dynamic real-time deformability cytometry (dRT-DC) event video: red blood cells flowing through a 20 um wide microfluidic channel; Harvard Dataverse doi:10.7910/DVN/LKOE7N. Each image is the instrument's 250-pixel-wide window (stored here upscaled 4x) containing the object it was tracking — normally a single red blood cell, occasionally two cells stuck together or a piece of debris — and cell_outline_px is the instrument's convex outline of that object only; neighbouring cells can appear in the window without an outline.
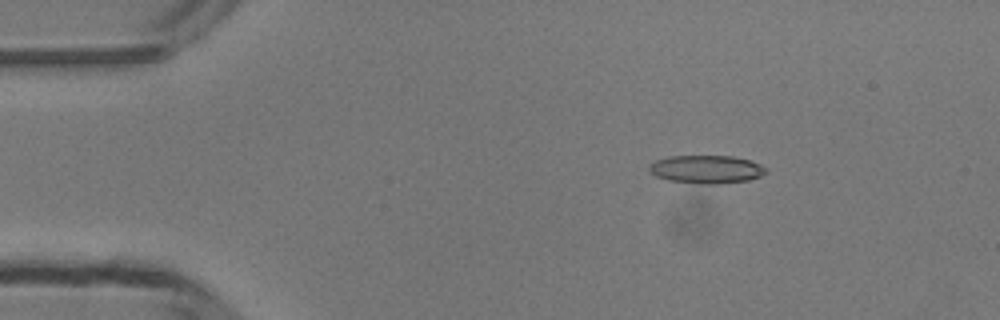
{"species": "common noctule bat (a hibernating species)", "species_latin": "Nyctalus noctula", "temperature_condition": "room temperature", "stored_images_in_passage": 42, "camera_frame_rate_fps": 3000, "um_per_image_px": 0.085, "animal": {"sex": "male", "body_mass_g": 13.3}, "frame": {"image": 1, "passage_image": 1, "time_ms": 0.0, "image_size_px": [1000, 320], "cell_outline_px": [[768, 172], [760, 176], [748, 180], [716, 184], [704, 184], [668, 180], [656, 176], [648, 172], [648, 164], [656, 160], [668, 156], [732, 156], [748, 160], [760, 164], [768, 168]], "centroid_in_image_um": [60.02, 14.39], "position_along_channel_um": 25.0, "area_um2": 19.25}}
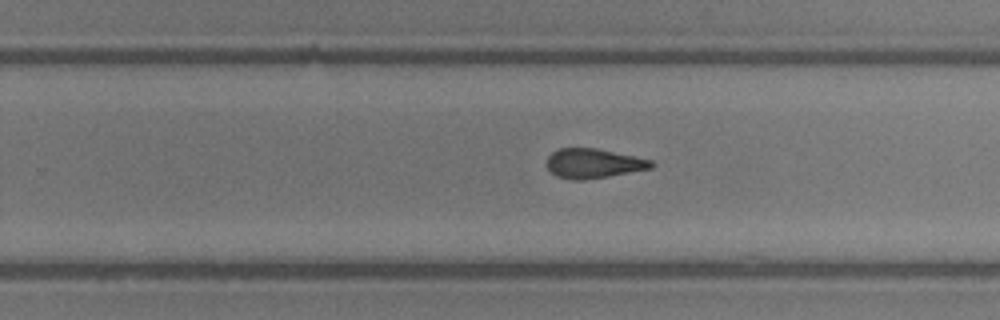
{"frame": {"image": 2, "passage_image": 24, "time_ms": 7.667, "image_size_px": [1000, 320], "cell_outline_px": [[656, 164], [652, 168], [608, 176], [584, 180], [572, 180], [556, 176], [548, 168], [548, 156], [552, 152], [560, 148], [596, 148], [652, 160]], "centroid_in_image_um": [50.45, 13.89], "position_along_channel_um": 279.3, "area_um2": 17.86}}
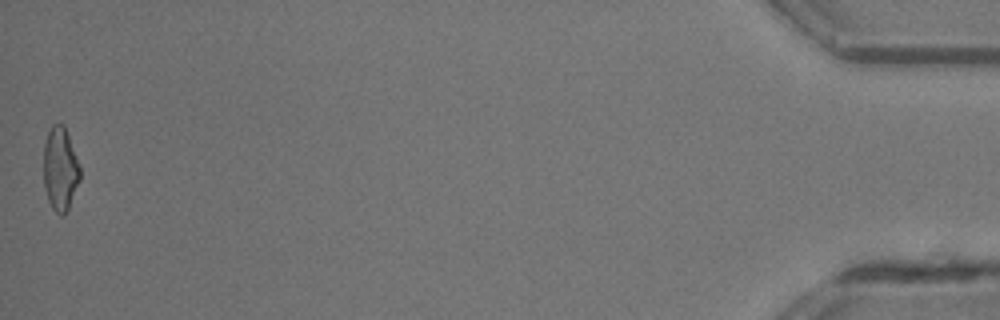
{"frame": {"image": 3, "passage_image": 42, "time_ms": 13.667, "image_size_px": [1000, 320], "cell_outline_px": [[80, 180], [68, 208], [64, 216], [60, 216], [52, 208], [48, 200], [44, 188], [44, 144], [48, 132], [52, 124], [64, 124], [80, 168]], "centroid_in_image_um": [5.11, 14.38], "position_along_channel_um": 430.1, "area_um2": 17.63}, "authors_computed_cell_mechanics": {"area_um2": 18.1492, "velocity_mm_per_s": 4.2125, "shape_relaxation_time_tau1_ms": null, "shape_relaxation_time_tau2_ms": 4.9954, "deformation_change_tau1": null, "deformation_change_tau2": 0.1775}}